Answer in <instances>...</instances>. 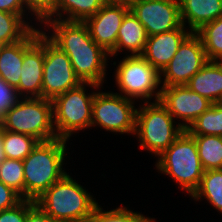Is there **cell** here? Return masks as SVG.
<instances>
[{"label": "cell", "instance_id": "obj_1", "mask_svg": "<svg viewBox=\"0 0 222 222\" xmlns=\"http://www.w3.org/2000/svg\"><path fill=\"white\" fill-rule=\"evenodd\" d=\"M40 28L67 54L81 82L101 87L108 83L109 53L93 41L84 22L54 19L47 20Z\"/></svg>", "mask_w": 222, "mask_h": 222}, {"label": "cell", "instance_id": "obj_2", "mask_svg": "<svg viewBox=\"0 0 222 222\" xmlns=\"http://www.w3.org/2000/svg\"><path fill=\"white\" fill-rule=\"evenodd\" d=\"M67 142L69 146V141L61 138L39 142L22 161L24 199L36 200L67 174L65 161L70 154Z\"/></svg>", "mask_w": 222, "mask_h": 222}, {"label": "cell", "instance_id": "obj_3", "mask_svg": "<svg viewBox=\"0 0 222 222\" xmlns=\"http://www.w3.org/2000/svg\"><path fill=\"white\" fill-rule=\"evenodd\" d=\"M68 172L35 203L55 222H84L98 206L96 197Z\"/></svg>", "mask_w": 222, "mask_h": 222}, {"label": "cell", "instance_id": "obj_4", "mask_svg": "<svg viewBox=\"0 0 222 222\" xmlns=\"http://www.w3.org/2000/svg\"><path fill=\"white\" fill-rule=\"evenodd\" d=\"M134 137L140 148L158 157L185 130L159 101L139 102Z\"/></svg>", "mask_w": 222, "mask_h": 222}, {"label": "cell", "instance_id": "obj_5", "mask_svg": "<svg viewBox=\"0 0 222 222\" xmlns=\"http://www.w3.org/2000/svg\"><path fill=\"white\" fill-rule=\"evenodd\" d=\"M154 166L158 174L168 175L189 197L204 173L195 139L186 130L156 158Z\"/></svg>", "mask_w": 222, "mask_h": 222}, {"label": "cell", "instance_id": "obj_6", "mask_svg": "<svg viewBox=\"0 0 222 222\" xmlns=\"http://www.w3.org/2000/svg\"><path fill=\"white\" fill-rule=\"evenodd\" d=\"M99 88L104 90L97 84L82 82L52 100L57 138L69 141L73 134L76 136L79 131L91 129L93 99Z\"/></svg>", "mask_w": 222, "mask_h": 222}, {"label": "cell", "instance_id": "obj_7", "mask_svg": "<svg viewBox=\"0 0 222 222\" xmlns=\"http://www.w3.org/2000/svg\"><path fill=\"white\" fill-rule=\"evenodd\" d=\"M111 62V65L116 66L112 78L118 90L115 93L140 103L160 100V72L141 55L123 56L118 64L116 61Z\"/></svg>", "mask_w": 222, "mask_h": 222}, {"label": "cell", "instance_id": "obj_8", "mask_svg": "<svg viewBox=\"0 0 222 222\" xmlns=\"http://www.w3.org/2000/svg\"><path fill=\"white\" fill-rule=\"evenodd\" d=\"M4 130L27 134L40 142L57 138L52 101L42 97H21L1 118Z\"/></svg>", "mask_w": 222, "mask_h": 222}, {"label": "cell", "instance_id": "obj_9", "mask_svg": "<svg viewBox=\"0 0 222 222\" xmlns=\"http://www.w3.org/2000/svg\"><path fill=\"white\" fill-rule=\"evenodd\" d=\"M114 90L103 91L99 88L96 91L92 106L91 129L99 127L114 135L119 133L134 136L137 101L117 94Z\"/></svg>", "mask_w": 222, "mask_h": 222}, {"label": "cell", "instance_id": "obj_10", "mask_svg": "<svg viewBox=\"0 0 222 222\" xmlns=\"http://www.w3.org/2000/svg\"><path fill=\"white\" fill-rule=\"evenodd\" d=\"M41 97L53 100L67 90L77 87L80 79L75 75L67 54L44 34V65Z\"/></svg>", "mask_w": 222, "mask_h": 222}, {"label": "cell", "instance_id": "obj_11", "mask_svg": "<svg viewBox=\"0 0 222 222\" xmlns=\"http://www.w3.org/2000/svg\"><path fill=\"white\" fill-rule=\"evenodd\" d=\"M208 59L200 37L191 32L171 61L160 72L161 86L186 85Z\"/></svg>", "mask_w": 222, "mask_h": 222}, {"label": "cell", "instance_id": "obj_12", "mask_svg": "<svg viewBox=\"0 0 222 222\" xmlns=\"http://www.w3.org/2000/svg\"><path fill=\"white\" fill-rule=\"evenodd\" d=\"M44 65V33L34 28L24 38V59L19 85L20 97H41Z\"/></svg>", "mask_w": 222, "mask_h": 222}, {"label": "cell", "instance_id": "obj_13", "mask_svg": "<svg viewBox=\"0 0 222 222\" xmlns=\"http://www.w3.org/2000/svg\"><path fill=\"white\" fill-rule=\"evenodd\" d=\"M129 8L148 36L172 31L182 25L179 0H135Z\"/></svg>", "mask_w": 222, "mask_h": 222}, {"label": "cell", "instance_id": "obj_14", "mask_svg": "<svg viewBox=\"0 0 222 222\" xmlns=\"http://www.w3.org/2000/svg\"><path fill=\"white\" fill-rule=\"evenodd\" d=\"M160 102L185 130L213 104L187 85L162 86Z\"/></svg>", "mask_w": 222, "mask_h": 222}, {"label": "cell", "instance_id": "obj_15", "mask_svg": "<svg viewBox=\"0 0 222 222\" xmlns=\"http://www.w3.org/2000/svg\"><path fill=\"white\" fill-rule=\"evenodd\" d=\"M129 11V6L105 3L95 15L84 21L93 41L109 54L115 48L119 28Z\"/></svg>", "mask_w": 222, "mask_h": 222}, {"label": "cell", "instance_id": "obj_16", "mask_svg": "<svg viewBox=\"0 0 222 222\" xmlns=\"http://www.w3.org/2000/svg\"><path fill=\"white\" fill-rule=\"evenodd\" d=\"M190 33L182 24L172 31L148 36L141 56L161 72L175 55L179 45Z\"/></svg>", "mask_w": 222, "mask_h": 222}, {"label": "cell", "instance_id": "obj_17", "mask_svg": "<svg viewBox=\"0 0 222 222\" xmlns=\"http://www.w3.org/2000/svg\"><path fill=\"white\" fill-rule=\"evenodd\" d=\"M148 35L143 24L129 11L119 28L114 50L109 54L110 59L121 53L124 56L141 55L145 49ZM118 53V54H117ZM120 53V54H119Z\"/></svg>", "mask_w": 222, "mask_h": 222}, {"label": "cell", "instance_id": "obj_18", "mask_svg": "<svg viewBox=\"0 0 222 222\" xmlns=\"http://www.w3.org/2000/svg\"><path fill=\"white\" fill-rule=\"evenodd\" d=\"M182 24L196 32L222 16V0H179Z\"/></svg>", "mask_w": 222, "mask_h": 222}, {"label": "cell", "instance_id": "obj_19", "mask_svg": "<svg viewBox=\"0 0 222 222\" xmlns=\"http://www.w3.org/2000/svg\"><path fill=\"white\" fill-rule=\"evenodd\" d=\"M186 85L213 104L222 103V62L207 61Z\"/></svg>", "mask_w": 222, "mask_h": 222}, {"label": "cell", "instance_id": "obj_20", "mask_svg": "<svg viewBox=\"0 0 222 222\" xmlns=\"http://www.w3.org/2000/svg\"><path fill=\"white\" fill-rule=\"evenodd\" d=\"M105 4L104 0H57L56 9L41 23L47 20L84 22L95 15Z\"/></svg>", "mask_w": 222, "mask_h": 222}, {"label": "cell", "instance_id": "obj_21", "mask_svg": "<svg viewBox=\"0 0 222 222\" xmlns=\"http://www.w3.org/2000/svg\"><path fill=\"white\" fill-rule=\"evenodd\" d=\"M189 198L195 203L206 199L205 202L222 215V169L204 171L198 188Z\"/></svg>", "mask_w": 222, "mask_h": 222}, {"label": "cell", "instance_id": "obj_22", "mask_svg": "<svg viewBox=\"0 0 222 222\" xmlns=\"http://www.w3.org/2000/svg\"><path fill=\"white\" fill-rule=\"evenodd\" d=\"M24 59V39L6 45L0 53V78L16 88L19 85Z\"/></svg>", "mask_w": 222, "mask_h": 222}, {"label": "cell", "instance_id": "obj_23", "mask_svg": "<svg viewBox=\"0 0 222 222\" xmlns=\"http://www.w3.org/2000/svg\"><path fill=\"white\" fill-rule=\"evenodd\" d=\"M196 142L204 171L222 169V137L216 135H191Z\"/></svg>", "mask_w": 222, "mask_h": 222}, {"label": "cell", "instance_id": "obj_24", "mask_svg": "<svg viewBox=\"0 0 222 222\" xmlns=\"http://www.w3.org/2000/svg\"><path fill=\"white\" fill-rule=\"evenodd\" d=\"M123 205V206H122ZM126 204L110 210H103V207L98 204L95 210L84 222H156L157 220L150 216H145L142 212L131 210Z\"/></svg>", "mask_w": 222, "mask_h": 222}, {"label": "cell", "instance_id": "obj_25", "mask_svg": "<svg viewBox=\"0 0 222 222\" xmlns=\"http://www.w3.org/2000/svg\"><path fill=\"white\" fill-rule=\"evenodd\" d=\"M190 135H216L222 137V103L212 104L186 129Z\"/></svg>", "mask_w": 222, "mask_h": 222}, {"label": "cell", "instance_id": "obj_26", "mask_svg": "<svg viewBox=\"0 0 222 222\" xmlns=\"http://www.w3.org/2000/svg\"><path fill=\"white\" fill-rule=\"evenodd\" d=\"M33 29L22 16L0 11V40L7 45L23 40Z\"/></svg>", "mask_w": 222, "mask_h": 222}, {"label": "cell", "instance_id": "obj_27", "mask_svg": "<svg viewBox=\"0 0 222 222\" xmlns=\"http://www.w3.org/2000/svg\"><path fill=\"white\" fill-rule=\"evenodd\" d=\"M201 39L208 61L222 60V16L195 32Z\"/></svg>", "mask_w": 222, "mask_h": 222}, {"label": "cell", "instance_id": "obj_28", "mask_svg": "<svg viewBox=\"0 0 222 222\" xmlns=\"http://www.w3.org/2000/svg\"><path fill=\"white\" fill-rule=\"evenodd\" d=\"M39 142L33 136L3 129V148L6 158L23 161Z\"/></svg>", "mask_w": 222, "mask_h": 222}, {"label": "cell", "instance_id": "obj_29", "mask_svg": "<svg viewBox=\"0 0 222 222\" xmlns=\"http://www.w3.org/2000/svg\"><path fill=\"white\" fill-rule=\"evenodd\" d=\"M0 181L24 199V169L21 160L5 158L0 164Z\"/></svg>", "mask_w": 222, "mask_h": 222}, {"label": "cell", "instance_id": "obj_30", "mask_svg": "<svg viewBox=\"0 0 222 222\" xmlns=\"http://www.w3.org/2000/svg\"><path fill=\"white\" fill-rule=\"evenodd\" d=\"M0 11L22 16L33 28L41 27V24L28 12L25 0H0Z\"/></svg>", "mask_w": 222, "mask_h": 222}, {"label": "cell", "instance_id": "obj_31", "mask_svg": "<svg viewBox=\"0 0 222 222\" xmlns=\"http://www.w3.org/2000/svg\"><path fill=\"white\" fill-rule=\"evenodd\" d=\"M28 12L41 24L55 9L57 0H25Z\"/></svg>", "mask_w": 222, "mask_h": 222}, {"label": "cell", "instance_id": "obj_32", "mask_svg": "<svg viewBox=\"0 0 222 222\" xmlns=\"http://www.w3.org/2000/svg\"><path fill=\"white\" fill-rule=\"evenodd\" d=\"M34 204V200L23 199L15 207L0 211V222H25L27 212Z\"/></svg>", "mask_w": 222, "mask_h": 222}, {"label": "cell", "instance_id": "obj_33", "mask_svg": "<svg viewBox=\"0 0 222 222\" xmlns=\"http://www.w3.org/2000/svg\"><path fill=\"white\" fill-rule=\"evenodd\" d=\"M20 98L17 89L0 78V118L15 105Z\"/></svg>", "mask_w": 222, "mask_h": 222}, {"label": "cell", "instance_id": "obj_34", "mask_svg": "<svg viewBox=\"0 0 222 222\" xmlns=\"http://www.w3.org/2000/svg\"><path fill=\"white\" fill-rule=\"evenodd\" d=\"M22 200L16 191L0 181V211L13 208Z\"/></svg>", "mask_w": 222, "mask_h": 222}, {"label": "cell", "instance_id": "obj_35", "mask_svg": "<svg viewBox=\"0 0 222 222\" xmlns=\"http://www.w3.org/2000/svg\"><path fill=\"white\" fill-rule=\"evenodd\" d=\"M25 222H55L36 203L28 210Z\"/></svg>", "mask_w": 222, "mask_h": 222}, {"label": "cell", "instance_id": "obj_36", "mask_svg": "<svg viewBox=\"0 0 222 222\" xmlns=\"http://www.w3.org/2000/svg\"><path fill=\"white\" fill-rule=\"evenodd\" d=\"M104 1L105 3L122 4L130 7L135 0H104Z\"/></svg>", "mask_w": 222, "mask_h": 222}, {"label": "cell", "instance_id": "obj_37", "mask_svg": "<svg viewBox=\"0 0 222 222\" xmlns=\"http://www.w3.org/2000/svg\"><path fill=\"white\" fill-rule=\"evenodd\" d=\"M4 148H3V129L0 126V164L5 159Z\"/></svg>", "mask_w": 222, "mask_h": 222}, {"label": "cell", "instance_id": "obj_38", "mask_svg": "<svg viewBox=\"0 0 222 222\" xmlns=\"http://www.w3.org/2000/svg\"><path fill=\"white\" fill-rule=\"evenodd\" d=\"M6 45H7V44H6L4 41L0 40V53H1L2 50L5 48Z\"/></svg>", "mask_w": 222, "mask_h": 222}]
</instances>
